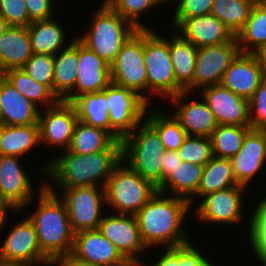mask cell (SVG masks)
Wrapping results in <instances>:
<instances>
[{
	"label": "cell",
	"mask_w": 266,
	"mask_h": 266,
	"mask_svg": "<svg viewBox=\"0 0 266 266\" xmlns=\"http://www.w3.org/2000/svg\"><path fill=\"white\" fill-rule=\"evenodd\" d=\"M115 141L107 131L78 121L68 150L77 154L89 155L107 150Z\"/></svg>",
	"instance_id": "d590c367"
},
{
	"label": "cell",
	"mask_w": 266,
	"mask_h": 266,
	"mask_svg": "<svg viewBox=\"0 0 266 266\" xmlns=\"http://www.w3.org/2000/svg\"><path fill=\"white\" fill-rule=\"evenodd\" d=\"M106 105L111 128L122 139L145 120L147 108L150 106L136 92L112 82L106 87Z\"/></svg>",
	"instance_id": "30bf717a"
},
{
	"label": "cell",
	"mask_w": 266,
	"mask_h": 266,
	"mask_svg": "<svg viewBox=\"0 0 266 266\" xmlns=\"http://www.w3.org/2000/svg\"><path fill=\"white\" fill-rule=\"evenodd\" d=\"M71 255L99 266H132L99 229L75 233Z\"/></svg>",
	"instance_id": "ac0fdd59"
},
{
	"label": "cell",
	"mask_w": 266,
	"mask_h": 266,
	"mask_svg": "<svg viewBox=\"0 0 266 266\" xmlns=\"http://www.w3.org/2000/svg\"><path fill=\"white\" fill-rule=\"evenodd\" d=\"M0 266H23L21 263L0 258Z\"/></svg>",
	"instance_id": "db71d44e"
},
{
	"label": "cell",
	"mask_w": 266,
	"mask_h": 266,
	"mask_svg": "<svg viewBox=\"0 0 266 266\" xmlns=\"http://www.w3.org/2000/svg\"><path fill=\"white\" fill-rule=\"evenodd\" d=\"M29 20H48L53 18V0H24Z\"/></svg>",
	"instance_id": "7dc6e473"
},
{
	"label": "cell",
	"mask_w": 266,
	"mask_h": 266,
	"mask_svg": "<svg viewBox=\"0 0 266 266\" xmlns=\"http://www.w3.org/2000/svg\"><path fill=\"white\" fill-rule=\"evenodd\" d=\"M164 153L160 136L145 120L121 141V159L156 187L162 184Z\"/></svg>",
	"instance_id": "5b68a950"
},
{
	"label": "cell",
	"mask_w": 266,
	"mask_h": 266,
	"mask_svg": "<svg viewBox=\"0 0 266 266\" xmlns=\"http://www.w3.org/2000/svg\"><path fill=\"white\" fill-rule=\"evenodd\" d=\"M190 210L186 199L157 192L135 215L146 248L175 247L192 241L182 228Z\"/></svg>",
	"instance_id": "7a4b0ae2"
},
{
	"label": "cell",
	"mask_w": 266,
	"mask_h": 266,
	"mask_svg": "<svg viewBox=\"0 0 266 266\" xmlns=\"http://www.w3.org/2000/svg\"><path fill=\"white\" fill-rule=\"evenodd\" d=\"M231 163L237 184L248 188L266 164V131L251 129Z\"/></svg>",
	"instance_id": "44dd1931"
},
{
	"label": "cell",
	"mask_w": 266,
	"mask_h": 266,
	"mask_svg": "<svg viewBox=\"0 0 266 266\" xmlns=\"http://www.w3.org/2000/svg\"><path fill=\"white\" fill-rule=\"evenodd\" d=\"M214 0H179L173 8L170 23L176 30L186 19L211 14Z\"/></svg>",
	"instance_id": "7bdbcfd3"
},
{
	"label": "cell",
	"mask_w": 266,
	"mask_h": 266,
	"mask_svg": "<svg viewBox=\"0 0 266 266\" xmlns=\"http://www.w3.org/2000/svg\"><path fill=\"white\" fill-rule=\"evenodd\" d=\"M265 77L257 54L239 53L225 71L221 84L249 100Z\"/></svg>",
	"instance_id": "7402d4cb"
},
{
	"label": "cell",
	"mask_w": 266,
	"mask_h": 266,
	"mask_svg": "<svg viewBox=\"0 0 266 266\" xmlns=\"http://www.w3.org/2000/svg\"><path fill=\"white\" fill-rule=\"evenodd\" d=\"M154 108L147 109L145 121L158 133L165 150L177 151L188 136L187 132L173 114Z\"/></svg>",
	"instance_id": "e575fe53"
},
{
	"label": "cell",
	"mask_w": 266,
	"mask_h": 266,
	"mask_svg": "<svg viewBox=\"0 0 266 266\" xmlns=\"http://www.w3.org/2000/svg\"><path fill=\"white\" fill-rule=\"evenodd\" d=\"M162 250L163 252L157 256L153 264L145 262L142 266H179V246L162 248Z\"/></svg>",
	"instance_id": "c3c4849f"
},
{
	"label": "cell",
	"mask_w": 266,
	"mask_h": 266,
	"mask_svg": "<svg viewBox=\"0 0 266 266\" xmlns=\"http://www.w3.org/2000/svg\"><path fill=\"white\" fill-rule=\"evenodd\" d=\"M53 183L45 182V186L59 196L65 203L72 231L75 233L98 229L103 218L102 207L106 206L104 187L85 186L54 191Z\"/></svg>",
	"instance_id": "ba28073f"
},
{
	"label": "cell",
	"mask_w": 266,
	"mask_h": 266,
	"mask_svg": "<svg viewBox=\"0 0 266 266\" xmlns=\"http://www.w3.org/2000/svg\"><path fill=\"white\" fill-rule=\"evenodd\" d=\"M236 185L238 184L233 174L231 159L213 156L203 168L197 194L189 201L190 206L192 207L195 196L198 201L197 197L202 198L209 193L224 190Z\"/></svg>",
	"instance_id": "1f68e13d"
},
{
	"label": "cell",
	"mask_w": 266,
	"mask_h": 266,
	"mask_svg": "<svg viewBox=\"0 0 266 266\" xmlns=\"http://www.w3.org/2000/svg\"><path fill=\"white\" fill-rule=\"evenodd\" d=\"M54 157L39 169L40 173L49 176V181L55 182L54 185L60 187L59 189L85 186L105 188L112 170L122 160L121 141H115L105 151L89 155L65 150L61 156Z\"/></svg>",
	"instance_id": "6da1fadb"
},
{
	"label": "cell",
	"mask_w": 266,
	"mask_h": 266,
	"mask_svg": "<svg viewBox=\"0 0 266 266\" xmlns=\"http://www.w3.org/2000/svg\"><path fill=\"white\" fill-rule=\"evenodd\" d=\"M257 201L253 210L251 208L248 218V239L249 247L262 266H266V196Z\"/></svg>",
	"instance_id": "f35d334b"
},
{
	"label": "cell",
	"mask_w": 266,
	"mask_h": 266,
	"mask_svg": "<svg viewBox=\"0 0 266 266\" xmlns=\"http://www.w3.org/2000/svg\"><path fill=\"white\" fill-rule=\"evenodd\" d=\"M144 29V64L147 71L148 104L157 96L166 102L184 90L177 84L169 54V37ZM150 95V96H149ZM155 96V97H154Z\"/></svg>",
	"instance_id": "52a82bcc"
},
{
	"label": "cell",
	"mask_w": 266,
	"mask_h": 266,
	"mask_svg": "<svg viewBox=\"0 0 266 266\" xmlns=\"http://www.w3.org/2000/svg\"><path fill=\"white\" fill-rule=\"evenodd\" d=\"M33 52L27 26H10L0 36V74L20 69Z\"/></svg>",
	"instance_id": "d4e9b609"
},
{
	"label": "cell",
	"mask_w": 266,
	"mask_h": 266,
	"mask_svg": "<svg viewBox=\"0 0 266 266\" xmlns=\"http://www.w3.org/2000/svg\"><path fill=\"white\" fill-rule=\"evenodd\" d=\"M257 0H214L211 14L221 20L233 36L244 27Z\"/></svg>",
	"instance_id": "8d00e7d4"
},
{
	"label": "cell",
	"mask_w": 266,
	"mask_h": 266,
	"mask_svg": "<svg viewBox=\"0 0 266 266\" xmlns=\"http://www.w3.org/2000/svg\"><path fill=\"white\" fill-rule=\"evenodd\" d=\"M175 31L197 48L223 44L234 37L213 14L186 19Z\"/></svg>",
	"instance_id": "cb8c5ba5"
},
{
	"label": "cell",
	"mask_w": 266,
	"mask_h": 266,
	"mask_svg": "<svg viewBox=\"0 0 266 266\" xmlns=\"http://www.w3.org/2000/svg\"><path fill=\"white\" fill-rule=\"evenodd\" d=\"M106 3L138 30L150 29L147 24L140 21L142 13L161 6L158 0H108Z\"/></svg>",
	"instance_id": "60d3db41"
},
{
	"label": "cell",
	"mask_w": 266,
	"mask_h": 266,
	"mask_svg": "<svg viewBox=\"0 0 266 266\" xmlns=\"http://www.w3.org/2000/svg\"><path fill=\"white\" fill-rule=\"evenodd\" d=\"M260 59L261 65L266 75V46L263 47L258 53H256Z\"/></svg>",
	"instance_id": "f5cc1de1"
},
{
	"label": "cell",
	"mask_w": 266,
	"mask_h": 266,
	"mask_svg": "<svg viewBox=\"0 0 266 266\" xmlns=\"http://www.w3.org/2000/svg\"><path fill=\"white\" fill-rule=\"evenodd\" d=\"M159 2H160V4H161V7H162V5L165 3L166 5L169 3V5H170V3L171 4H176L179 0H158ZM168 2V3H167Z\"/></svg>",
	"instance_id": "9f6ffc18"
},
{
	"label": "cell",
	"mask_w": 266,
	"mask_h": 266,
	"mask_svg": "<svg viewBox=\"0 0 266 266\" xmlns=\"http://www.w3.org/2000/svg\"><path fill=\"white\" fill-rule=\"evenodd\" d=\"M0 16L10 26H28L31 23L24 0H0Z\"/></svg>",
	"instance_id": "f6af8a7d"
},
{
	"label": "cell",
	"mask_w": 266,
	"mask_h": 266,
	"mask_svg": "<svg viewBox=\"0 0 266 266\" xmlns=\"http://www.w3.org/2000/svg\"><path fill=\"white\" fill-rule=\"evenodd\" d=\"M53 266V264H52V259L51 260H49V261H46V262H44V263H41V264H37V265H24V266Z\"/></svg>",
	"instance_id": "6f0895ef"
},
{
	"label": "cell",
	"mask_w": 266,
	"mask_h": 266,
	"mask_svg": "<svg viewBox=\"0 0 266 266\" xmlns=\"http://www.w3.org/2000/svg\"><path fill=\"white\" fill-rule=\"evenodd\" d=\"M77 122L75 106L70 102L59 100L54 106L41 109L38 120L40 143L59 147L61 151L68 150Z\"/></svg>",
	"instance_id": "5bb4252c"
},
{
	"label": "cell",
	"mask_w": 266,
	"mask_h": 266,
	"mask_svg": "<svg viewBox=\"0 0 266 266\" xmlns=\"http://www.w3.org/2000/svg\"><path fill=\"white\" fill-rule=\"evenodd\" d=\"M56 19L54 16L48 20H36L27 26L33 53L54 56L72 42H67L66 29Z\"/></svg>",
	"instance_id": "4316f807"
},
{
	"label": "cell",
	"mask_w": 266,
	"mask_h": 266,
	"mask_svg": "<svg viewBox=\"0 0 266 266\" xmlns=\"http://www.w3.org/2000/svg\"><path fill=\"white\" fill-rule=\"evenodd\" d=\"M0 108V121L9 126L36 124L41 110L1 74Z\"/></svg>",
	"instance_id": "603a6c76"
},
{
	"label": "cell",
	"mask_w": 266,
	"mask_h": 266,
	"mask_svg": "<svg viewBox=\"0 0 266 266\" xmlns=\"http://www.w3.org/2000/svg\"><path fill=\"white\" fill-rule=\"evenodd\" d=\"M78 63L74 90L63 101L72 103L82 94L103 91L112 82L110 65L80 40Z\"/></svg>",
	"instance_id": "d6986e66"
},
{
	"label": "cell",
	"mask_w": 266,
	"mask_h": 266,
	"mask_svg": "<svg viewBox=\"0 0 266 266\" xmlns=\"http://www.w3.org/2000/svg\"><path fill=\"white\" fill-rule=\"evenodd\" d=\"M89 29L76 37L106 63L111 65L122 46L138 30L107 3H100L92 14ZM87 31V32H86ZM83 34V35H82Z\"/></svg>",
	"instance_id": "277c9868"
},
{
	"label": "cell",
	"mask_w": 266,
	"mask_h": 266,
	"mask_svg": "<svg viewBox=\"0 0 266 266\" xmlns=\"http://www.w3.org/2000/svg\"><path fill=\"white\" fill-rule=\"evenodd\" d=\"M110 72L112 83L136 92L148 103L144 29L137 30L122 46L115 61L110 65Z\"/></svg>",
	"instance_id": "9c48e42d"
},
{
	"label": "cell",
	"mask_w": 266,
	"mask_h": 266,
	"mask_svg": "<svg viewBox=\"0 0 266 266\" xmlns=\"http://www.w3.org/2000/svg\"><path fill=\"white\" fill-rule=\"evenodd\" d=\"M106 214L98 229L132 266H142L145 262L138 254H144L148 249L142 242L136 216Z\"/></svg>",
	"instance_id": "7c38bea8"
},
{
	"label": "cell",
	"mask_w": 266,
	"mask_h": 266,
	"mask_svg": "<svg viewBox=\"0 0 266 266\" xmlns=\"http://www.w3.org/2000/svg\"><path fill=\"white\" fill-rule=\"evenodd\" d=\"M257 1L266 8V0H257Z\"/></svg>",
	"instance_id": "91938a15"
},
{
	"label": "cell",
	"mask_w": 266,
	"mask_h": 266,
	"mask_svg": "<svg viewBox=\"0 0 266 266\" xmlns=\"http://www.w3.org/2000/svg\"><path fill=\"white\" fill-rule=\"evenodd\" d=\"M9 211L12 213L13 212L15 213V211L8 204L0 201V231H1V233L3 231V229H2L3 226H5V224L8 222L7 217H9L8 216Z\"/></svg>",
	"instance_id": "816d5d0a"
},
{
	"label": "cell",
	"mask_w": 266,
	"mask_h": 266,
	"mask_svg": "<svg viewBox=\"0 0 266 266\" xmlns=\"http://www.w3.org/2000/svg\"><path fill=\"white\" fill-rule=\"evenodd\" d=\"M4 126H5L4 123L0 121V140H1L3 130H4Z\"/></svg>",
	"instance_id": "680465c9"
},
{
	"label": "cell",
	"mask_w": 266,
	"mask_h": 266,
	"mask_svg": "<svg viewBox=\"0 0 266 266\" xmlns=\"http://www.w3.org/2000/svg\"><path fill=\"white\" fill-rule=\"evenodd\" d=\"M248 106L251 128L266 131V77L248 100Z\"/></svg>",
	"instance_id": "ee69618b"
},
{
	"label": "cell",
	"mask_w": 266,
	"mask_h": 266,
	"mask_svg": "<svg viewBox=\"0 0 266 266\" xmlns=\"http://www.w3.org/2000/svg\"><path fill=\"white\" fill-rule=\"evenodd\" d=\"M169 39V54L177 84L192 93V80L195 71L198 48L177 31Z\"/></svg>",
	"instance_id": "83f0119b"
},
{
	"label": "cell",
	"mask_w": 266,
	"mask_h": 266,
	"mask_svg": "<svg viewBox=\"0 0 266 266\" xmlns=\"http://www.w3.org/2000/svg\"><path fill=\"white\" fill-rule=\"evenodd\" d=\"M217 125L250 126L248 100L237 96L221 83L199 90Z\"/></svg>",
	"instance_id": "e0dca14e"
},
{
	"label": "cell",
	"mask_w": 266,
	"mask_h": 266,
	"mask_svg": "<svg viewBox=\"0 0 266 266\" xmlns=\"http://www.w3.org/2000/svg\"><path fill=\"white\" fill-rule=\"evenodd\" d=\"M54 56L35 54L26 62L22 69L35 81L47 86L53 92Z\"/></svg>",
	"instance_id": "b9f144b4"
},
{
	"label": "cell",
	"mask_w": 266,
	"mask_h": 266,
	"mask_svg": "<svg viewBox=\"0 0 266 266\" xmlns=\"http://www.w3.org/2000/svg\"><path fill=\"white\" fill-rule=\"evenodd\" d=\"M0 245V258L24 265H37L51 260L40 248L37 233L28 217L14 224Z\"/></svg>",
	"instance_id": "2e32d148"
},
{
	"label": "cell",
	"mask_w": 266,
	"mask_h": 266,
	"mask_svg": "<svg viewBox=\"0 0 266 266\" xmlns=\"http://www.w3.org/2000/svg\"><path fill=\"white\" fill-rule=\"evenodd\" d=\"M53 266H99L92 263H86L73 257L71 254L52 259Z\"/></svg>",
	"instance_id": "f907efd6"
},
{
	"label": "cell",
	"mask_w": 266,
	"mask_h": 266,
	"mask_svg": "<svg viewBox=\"0 0 266 266\" xmlns=\"http://www.w3.org/2000/svg\"><path fill=\"white\" fill-rule=\"evenodd\" d=\"M177 153L183 162L205 166L213 157L211 139L188 135Z\"/></svg>",
	"instance_id": "ab89813d"
},
{
	"label": "cell",
	"mask_w": 266,
	"mask_h": 266,
	"mask_svg": "<svg viewBox=\"0 0 266 266\" xmlns=\"http://www.w3.org/2000/svg\"><path fill=\"white\" fill-rule=\"evenodd\" d=\"M72 104L75 106L78 121L103 129L116 141H122V138L111 128L106 105V88L103 91L82 94Z\"/></svg>",
	"instance_id": "f1b7e54d"
},
{
	"label": "cell",
	"mask_w": 266,
	"mask_h": 266,
	"mask_svg": "<svg viewBox=\"0 0 266 266\" xmlns=\"http://www.w3.org/2000/svg\"><path fill=\"white\" fill-rule=\"evenodd\" d=\"M191 94V92L183 91L168 99L170 104L177 106L173 116L179 121L187 135L210 138L217 127L214 115L202 96L199 100L188 101L187 99L192 98Z\"/></svg>",
	"instance_id": "ffe728a7"
},
{
	"label": "cell",
	"mask_w": 266,
	"mask_h": 266,
	"mask_svg": "<svg viewBox=\"0 0 266 266\" xmlns=\"http://www.w3.org/2000/svg\"><path fill=\"white\" fill-rule=\"evenodd\" d=\"M20 157L0 155V201L14 211H24L34 201V187ZM34 190V191H33ZM24 208V209H23Z\"/></svg>",
	"instance_id": "9a60e30c"
},
{
	"label": "cell",
	"mask_w": 266,
	"mask_h": 266,
	"mask_svg": "<svg viewBox=\"0 0 266 266\" xmlns=\"http://www.w3.org/2000/svg\"><path fill=\"white\" fill-rule=\"evenodd\" d=\"M39 124L5 125L0 140V155L24 157L40 145Z\"/></svg>",
	"instance_id": "4dcf8cb0"
},
{
	"label": "cell",
	"mask_w": 266,
	"mask_h": 266,
	"mask_svg": "<svg viewBox=\"0 0 266 266\" xmlns=\"http://www.w3.org/2000/svg\"><path fill=\"white\" fill-rule=\"evenodd\" d=\"M204 166L181 161L174 172L158 187V192L191 201L197 194ZM168 191V192H167Z\"/></svg>",
	"instance_id": "f546056e"
},
{
	"label": "cell",
	"mask_w": 266,
	"mask_h": 266,
	"mask_svg": "<svg viewBox=\"0 0 266 266\" xmlns=\"http://www.w3.org/2000/svg\"><path fill=\"white\" fill-rule=\"evenodd\" d=\"M247 187L236 185L230 188L209 193L202 197L194 213L200 223L218 225H235L243 221L244 195Z\"/></svg>",
	"instance_id": "8fae6325"
},
{
	"label": "cell",
	"mask_w": 266,
	"mask_h": 266,
	"mask_svg": "<svg viewBox=\"0 0 266 266\" xmlns=\"http://www.w3.org/2000/svg\"><path fill=\"white\" fill-rule=\"evenodd\" d=\"M2 75L22 95L42 110L54 106L59 101L47 86L32 79L22 68L8 70Z\"/></svg>",
	"instance_id": "836d02e7"
},
{
	"label": "cell",
	"mask_w": 266,
	"mask_h": 266,
	"mask_svg": "<svg viewBox=\"0 0 266 266\" xmlns=\"http://www.w3.org/2000/svg\"><path fill=\"white\" fill-rule=\"evenodd\" d=\"M251 126L217 125L210 137L213 156L231 159L242 147Z\"/></svg>",
	"instance_id": "74e56055"
},
{
	"label": "cell",
	"mask_w": 266,
	"mask_h": 266,
	"mask_svg": "<svg viewBox=\"0 0 266 266\" xmlns=\"http://www.w3.org/2000/svg\"><path fill=\"white\" fill-rule=\"evenodd\" d=\"M193 242L179 245V266H216Z\"/></svg>",
	"instance_id": "bcb514c9"
},
{
	"label": "cell",
	"mask_w": 266,
	"mask_h": 266,
	"mask_svg": "<svg viewBox=\"0 0 266 266\" xmlns=\"http://www.w3.org/2000/svg\"><path fill=\"white\" fill-rule=\"evenodd\" d=\"M181 160L177 151L165 150L162 164V183L174 172Z\"/></svg>",
	"instance_id": "681fc988"
},
{
	"label": "cell",
	"mask_w": 266,
	"mask_h": 266,
	"mask_svg": "<svg viewBox=\"0 0 266 266\" xmlns=\"http://www.w3.org/2000/svg\"><path fill=\"white\" fill-rule=\"evenodd\" d=\"M10 27L7 21L0 16V36Z\"/></svg>",
	"instance_id": "11a10c76"
},
{
	"label": "cell",
	"mask_w": 266,
	"mask_h": 266,
	"mask_svg": "<svg viewBox=\"0 0 266 266\" xmlns=\"http://www.w3.org/2000/svg\"><path fill=\"white\" fill-rule=\"evenodd\" d=\"M37 208L27 215L35 227L41 250L50 258L69 255L74 244L68 211L58 194L42 182Z\"/></svg>",
	"instance_id": "3957f363"
},
{
	"label": "cell",
	"mask_w": 266,
	"mask_h": 266,
	"mask_svg": "<svg viewBox=\"0 0 266 266\" xmlns=\"http://www.w3.org/2000/svg\"><path fill=\"white\" fill-rule=\"evenodd\" d=\"M72 42L54 55L53 93L59 100H64L76 83L79 65V39Z\"/></svg>",
	"instance_id": "484cf974"
},
{
	"label": "cell",
	"mask_w": 266,
	"mask_h": 266,
	"mask_svg": "<svg viewBox=\"0 0 266 266\" xmlns=\"http://www.w3.org/2000/svg\"><path fill=\"white\" fill-rule=\"evenodd\" d=\"M236 40L240 53H258L266 46V8L258 1L252 6L249 18Z\"/></svg>",
	"instance_id": "d6a6232c"
},
{
	"label": "cell",
	"mask_w": 266,
	"mask_h": 266,
	"mask_svg": "<svg viewBox=\"0 0 266 266\" xmlns=\"http://www.w3.org/2000/svg\"><path fill=\"white\" fill-rule=\"evenodd\" d=\"M239 53L235 36L223 44L198 48L192 93H198L199 89L220 84L225 71Z\"/></svg>",
	"instance_id": "4fadbf2b"
},
{
	"label": "cell",
	"mask_w": 266,
	"mask_h": 266,
	"mask_svg": "<svg viewBox=\"0 0 266 266\" xmlns=\"http://www.w3.org/2000/svg\"><path fill=\"white\" fill-rule=\"evenodd\" d=\"M157 192L158 187L121 160L105 186L106 207L117 214L135 216Z\"/></svg>",
	"instance_id": "8992f818"
}]
</instances>
